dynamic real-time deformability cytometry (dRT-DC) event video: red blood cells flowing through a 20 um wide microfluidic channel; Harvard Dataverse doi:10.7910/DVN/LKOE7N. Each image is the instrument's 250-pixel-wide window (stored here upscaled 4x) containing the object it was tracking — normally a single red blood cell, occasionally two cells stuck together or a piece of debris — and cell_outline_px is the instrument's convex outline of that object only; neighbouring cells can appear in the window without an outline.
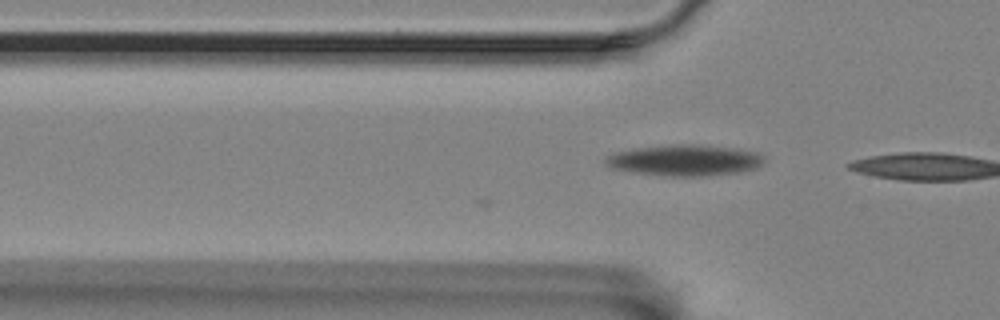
{"species": "Egyptian fruit bat (a non-hibernating species)", "species_latin": "Rousettus aegyptiacus", "temperature_condition": "room temperature", "stored_images_in_passage": 3, "camera_frame_rate_fps": 3000, "um_per_image_px": 0.085, "animal": {"sex": "female"}, "frame": {"image": 1, "passage_image": 3, "time_ms": 0.667, "image_size_px": [1000, 320], "cell_outline_px": [[768, 160], [764, 164], [756, 168], [740, 172], [704, 176], [664, 176], [632, 172], [608, 168], [604, 164], [604, 156], [612, 152], [632, 148], [676, 144], [696, 144], [736, 148], [756, 152], [764, 156]], "centroid_in_image_um": [58.16, 13.62], "position_along_channel_um": 67.6, "area_um2": 29.42}}